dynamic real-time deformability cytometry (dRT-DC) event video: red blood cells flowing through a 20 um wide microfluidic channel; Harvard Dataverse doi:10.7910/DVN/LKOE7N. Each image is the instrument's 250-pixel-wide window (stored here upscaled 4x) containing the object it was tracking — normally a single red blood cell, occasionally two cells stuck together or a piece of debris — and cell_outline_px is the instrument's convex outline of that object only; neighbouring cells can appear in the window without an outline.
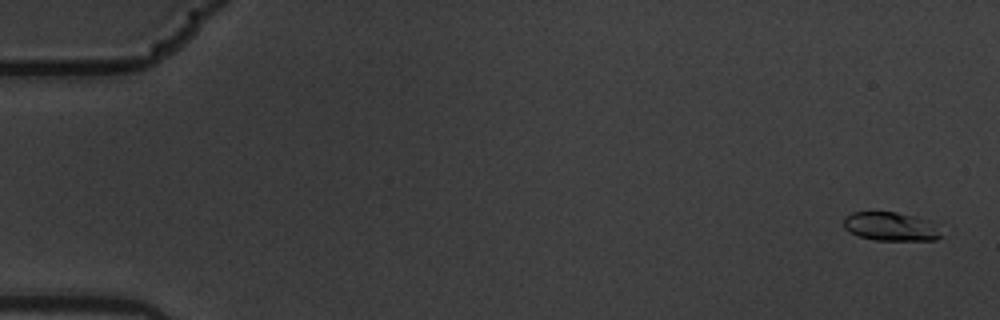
{"species": "common noctule bat (a hibernating species)", "species_latin": "Nyctalus noctula", "temperature_condition": "warm", "stored_images_in_passage": 7, "camera_frame_rate_fps": 3000, "um_per_image_px": 0.085, "animal": {"sex": "male", "body_mass_g": 19.5, "forearm_length_mm": 54.6}, "frame": {"image": 1, "passage_image": 1, "time_ms": 0.0, "image_size_px": [1000, 320], "cell_outline_px": [[940, 236], [936, 240], [876, 240], [860, 236], [844, 228], [844, 216], [852, 212], [896, 212], [928, 220]], "centroid_in_image_um": [75.63, 19.25], "position_along_channel_um": 9.4, "area_um2": 15.78}}
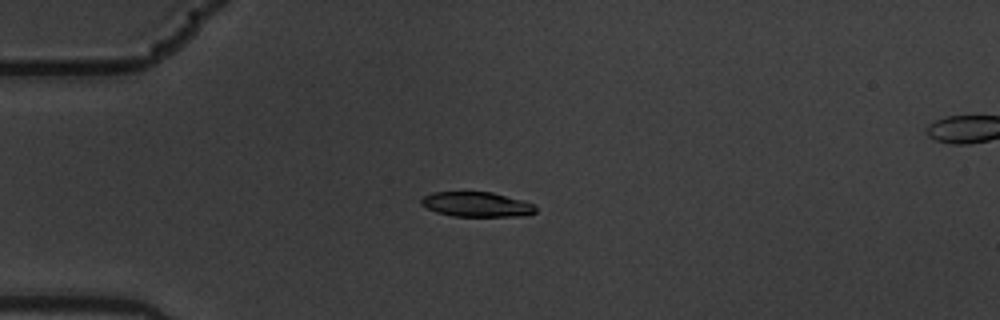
{"frame": {"image": 2, "passage_image": 5, "time_ms": 1.333, "image_size_px": [1000, 320], "cell_outline_px": [[536, 212], [528, 216], [452, 216], [436, 212], [420, 204], [420, 200], [424, 196], [432, 192], [492, 192], [524, 200], [532, 204], [536, 208]], "centroid_in_image_um": [40.53, 17.37], "position_along_channel_um": 44.5, "area_um2": 16.65}}
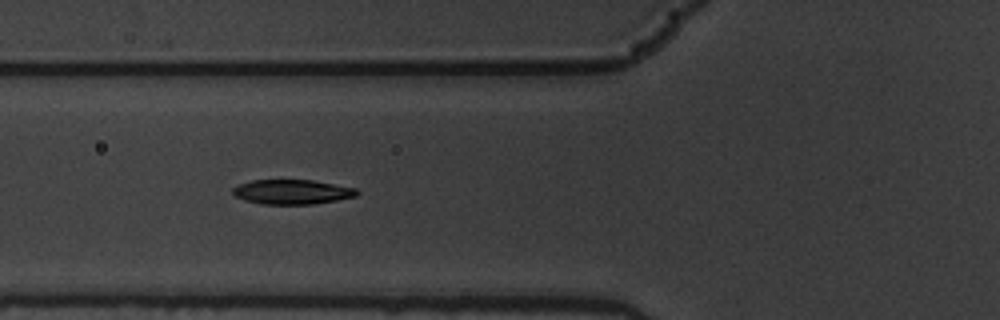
{"frame": {"image": 3, "passage_image": 7, "time_ms": 2.0, "image_size_px": [1000, 320], "cell_outline_px": [[360, 192], [356, 196], [336, 200], [312, 204], [260, 204], [244, 200], [236, 196], [232, 192], [232, 188], [236, 184], [252, 180], [312, 180], [356, 188]], "centroid_in_image_um": [24.79, 16.31], "position_along_channel_um": 101.0, "area_um2": 17.86}}